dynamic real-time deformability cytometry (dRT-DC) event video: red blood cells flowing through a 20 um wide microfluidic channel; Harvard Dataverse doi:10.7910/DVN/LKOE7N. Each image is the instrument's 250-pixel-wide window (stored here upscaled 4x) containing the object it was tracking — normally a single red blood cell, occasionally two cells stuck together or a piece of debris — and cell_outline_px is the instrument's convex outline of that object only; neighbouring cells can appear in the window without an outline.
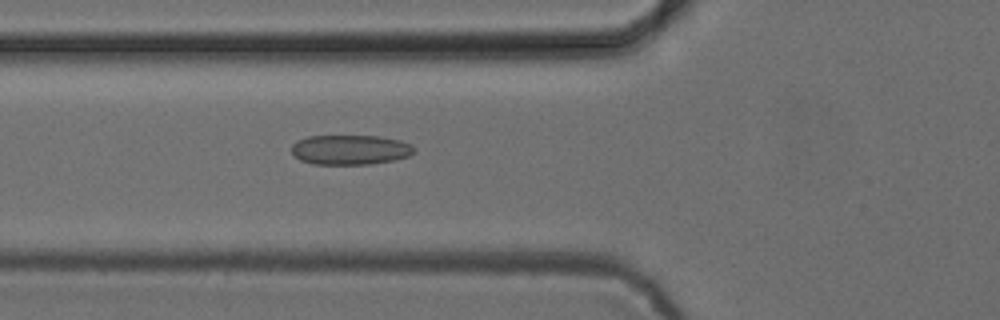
{"species": "common noctule bat (a hibernating species)", "species_latin": "Nyctalus noctula", "temperature_condition": "cold", "stored_images_in_passage": 25, "camera_frame_rate_fps": 3000, "um_per_image_px": 0.085, "animal": {"sex": "female", "body_mass_g": 24.6, "forearm_length_mm": 56.2}, "frame": {"image": 1, "passage_image": 3, "time_ms": 0.667, "image_size_px": [1000, 320], "cell_outline_px": [[416, 152], [408, 156], [392, 160], [368, 164], [312, 164], [300, 160], [292, 152], [292, 144], [296, 140], [308, 136], [380, 136], [400, 140], [412, 144], [416, 148]], "centroid_in_image_um": [29.78, 12.72], "position_along_channel_um": 96.0, "area_um2": 21.39}}
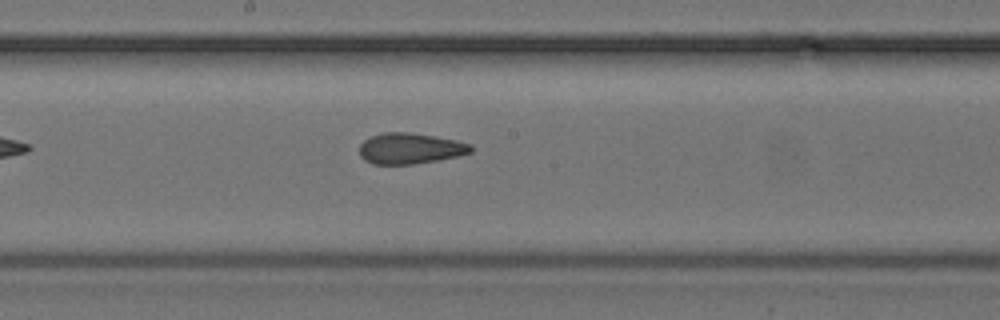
{"frame": {"image": 2, "passage_image": 12, "time_ms": 3.667, "image_size_px": [1000, 320], "cell_outline_px": [[472, 152], [460, 156], [440, 160], [412, 164], [372, 164], [364, 160], [360, 156], [360, 144], [364, 140], [372, 136], [384, 132], [408, 132], [436, 136], [456, 140], [472, 144]], "centroid_in_image_um": [34.89, 12.62], "position_along_channel_um": 213.3, "area_um2": 20.23}}
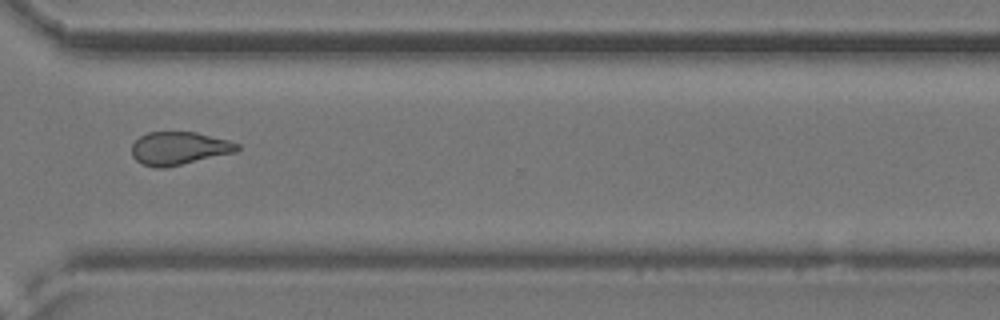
{"frame": {"image": 3, "passage_image": 23, "time_ms": 7.333, "image_size_px": [1000, 320], "cell_outline_px": [[240, 148], [236, 152], [164, 168], [156, 168], [140, 164], [132, 156], [132, 144], [140, 136], [148, 132], [196, 132], [228, 140], [240, 144]], "centroid_in_image_um": [15.2, 12.61], "position_along_channel_um": 355.4, "area_um2": 20.35}, "authors_computed_cell_mechanics": {"area_um2": 20.23, "velocity_mm_per_s": 3.8815, "shape_relaxation_time_tau1_ms": 7.1376, "shape_relaxation_time_tau2_ms": 3.6313, "deformation_change_tau1": 0.1266, "deformation_change_tau2": 0.1142}}